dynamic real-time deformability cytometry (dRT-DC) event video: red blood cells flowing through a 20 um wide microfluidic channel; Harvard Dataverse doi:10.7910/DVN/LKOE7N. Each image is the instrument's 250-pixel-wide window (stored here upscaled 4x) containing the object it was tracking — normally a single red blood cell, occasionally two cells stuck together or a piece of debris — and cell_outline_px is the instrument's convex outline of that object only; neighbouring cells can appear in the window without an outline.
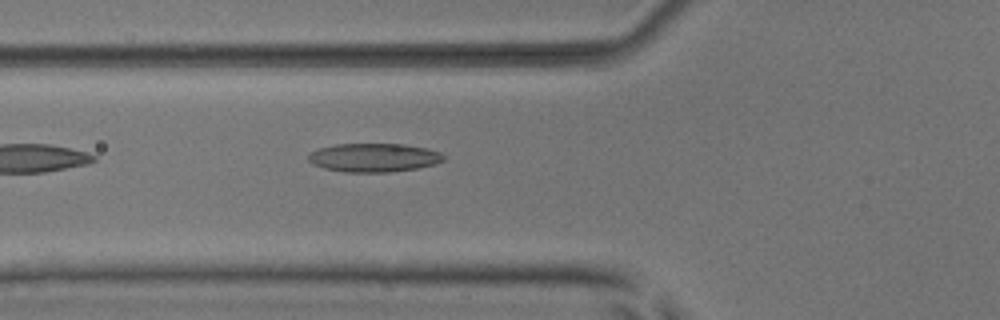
{"species": "common noctule bat (a hibernating species)", "species_latin": "Nyctalus noctula", "temperature_condition": "room temperature", "stored_images_in_passage": 5, "camera_frame_rate_fps": 3000, "um_per_image_px": 0.085, "animal": {"sex": "male", "body_mass_g": 17.9, "forearm_length_mm": 54.2}, "frame": {"image": 1, "passage_image": 5, "time_ms": 1.333, "image_size_px": [1000, 320], "cell_outline_px": [[444, 160], [436, 164], [416, 168], [392, 172], [344, 172], [324, 168], [312, 164], [308, 160], [308, 156], [312, 152], [320, 148], [336, 144], [404, 144], [428, 148], [440, 152], [444, 156]], "centroid_in_image_um": [31.8, 13.4], "position_along_channel_um": 94.0, "area_um2": 22.6}}